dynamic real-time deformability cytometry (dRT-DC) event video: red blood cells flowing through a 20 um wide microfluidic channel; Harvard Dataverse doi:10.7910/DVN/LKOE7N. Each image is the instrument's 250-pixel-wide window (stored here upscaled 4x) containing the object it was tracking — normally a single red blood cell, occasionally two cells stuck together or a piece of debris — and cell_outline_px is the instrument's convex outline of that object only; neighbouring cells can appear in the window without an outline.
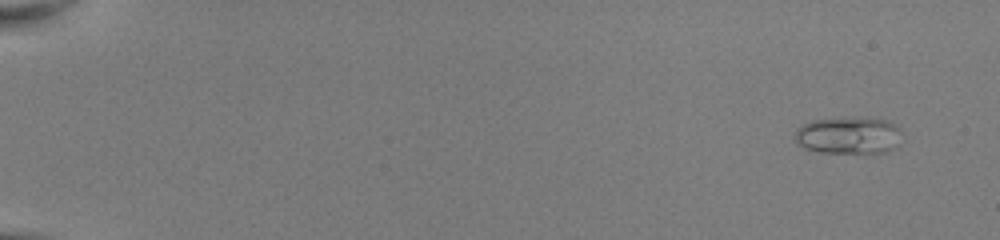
{"species": "common noctule bat (a hibernating species)", "species_latin": "Nyctalus noctula", "temperature_condition": "room temperature", "stored_images_in_passage": 49, "camera_frame_rate_fps": 3000, "um_per_image_px": 0.085, "animal": {"sex": "female", "body_mass_g": 22.0, "forearm_length_mm": 56.7}, "frame": {"image": 1, "passage_image": 1, "time_ms": 0.0, "image_size_px": [1000, 240], "cell_outline_px": [[900, 128], [896, 148], [888, 152], [820, 152], [804, 148], [796, 140], [796, 128], [812, 120], [888, 120]], "centroid_in_image_um": [72.12, 11.55], "position_along_channel_um": 12.9, "area_um2": 22.02}}
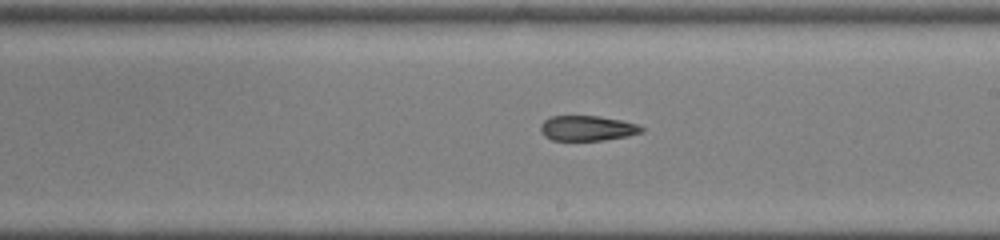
{"frame": {"image": 2, "passage_image": 30, "time_ms": 9.667, "image_size_px": [1000, 240], "cell_outline_px": [[644, 132], [628, 136], [604, 140], [552, 140], [544, 136], [540, 132], [540, 124], [544, 120], [552, 116], [600, 116], [620, 120], [636, 124], [644, 128]], "centroid_in_image_um": [49.9, 10.9], "position_along_channel_um": 239.1, "area_um2": 14.85}}
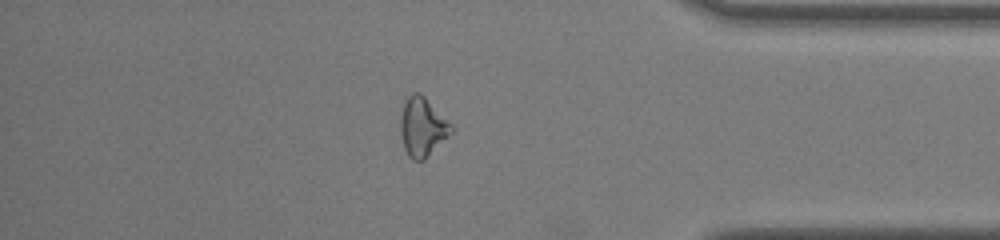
{"frame": {"image": 3, "passage_image": 43, "time_ms": 14.0, "image_size_px": [1000, 240], "cell_outline_px": [[452, 132], [424, 160], [412, 160], [408, 156], [404, 148], [400, 132], [400, 116], [404, 104], [408, 96], [412, 92], [420, 92], [452, 124]], "centroid_in_image_um": [35.89, 10.79], "position_along_channel_um": 399.3, "area_um2": 17.34}}